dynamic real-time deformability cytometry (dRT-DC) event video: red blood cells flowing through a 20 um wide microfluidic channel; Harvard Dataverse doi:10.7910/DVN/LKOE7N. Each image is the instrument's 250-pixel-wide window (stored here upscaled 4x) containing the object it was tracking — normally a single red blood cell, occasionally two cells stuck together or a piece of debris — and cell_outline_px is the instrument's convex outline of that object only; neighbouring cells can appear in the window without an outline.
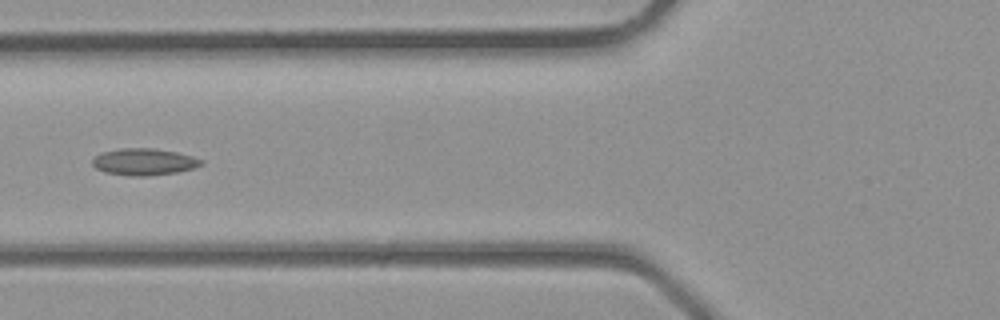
{"species": "common noctule bat (a hibernating species)", "species_latin": "Nyctalus noctula", "temperature_condition": "room temperature", "stored_images_in_passage": 4, "camera_frame_rate_fps": 3000, "um_per_image_px": 0.085, "animal": {"sex": "male", "body_mass_g": 23.1, "forearm_length_mm": 52.7}, "frame": {"image": 1, "passage_image": 4, "time_ms": 1.0, "image_size_px": [1000, 320], "cell_outline_px": [[204, 164], [192, 168], [176, 172], [148, 176], [128, 176], [104, 172], [96, 168], [92, 164], [92, 160], [96, 156], [104, 152], [120, 148], [152, 148], [176, 152], [192, 156], [204, 160]], "centroid_in_image_um": [12.25, 13.76], "position_along_channel_um": 113.6, "area_um2": 16.94}}